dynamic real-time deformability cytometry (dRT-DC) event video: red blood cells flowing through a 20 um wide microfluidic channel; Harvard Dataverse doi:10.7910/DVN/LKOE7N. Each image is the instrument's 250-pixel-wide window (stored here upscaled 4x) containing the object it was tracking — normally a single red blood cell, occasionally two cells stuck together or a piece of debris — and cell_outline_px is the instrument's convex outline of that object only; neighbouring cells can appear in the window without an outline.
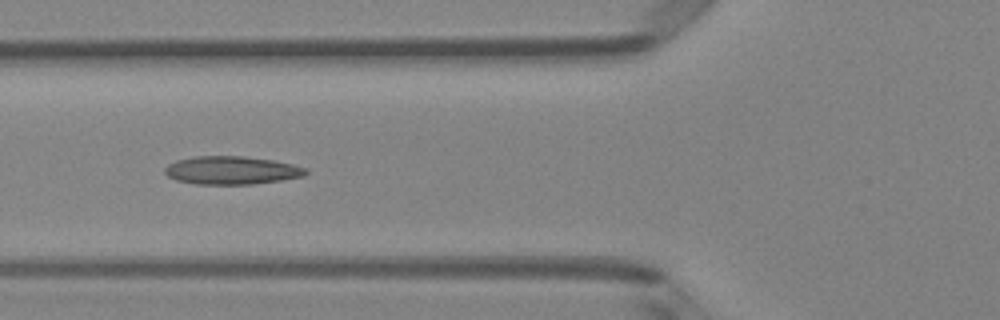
{"species": "Egyptian fruit bat (a non-hibernating species)", "species_latin": "Rousettus aegyptiacus", "temperature_condition": "room temperature", "stored_images_in_passage": 6, "camera_frame_rate_fps": 3000, "um_per_image_px": 0.085, "animal": {"sex": "female"}, "frame": {"image": 1, "passage_image": 4, "time_ms": 1.0, "image_size_px": [1000, 320], "cell_outline_px": [[308, 172], [304, 176], [280, 180], [252, 184], [196, 184], [176, 180], [168, 176], [164, 172], [164, 168], [168, 164], [176, 160], [192, 156], [244, 156], [272, 160], [292, 164], [308, 168]], "centroid_in_image_um": [19.67, 14.47], "position_along_channel_um": 106.1, "area_um2": 23.18}}
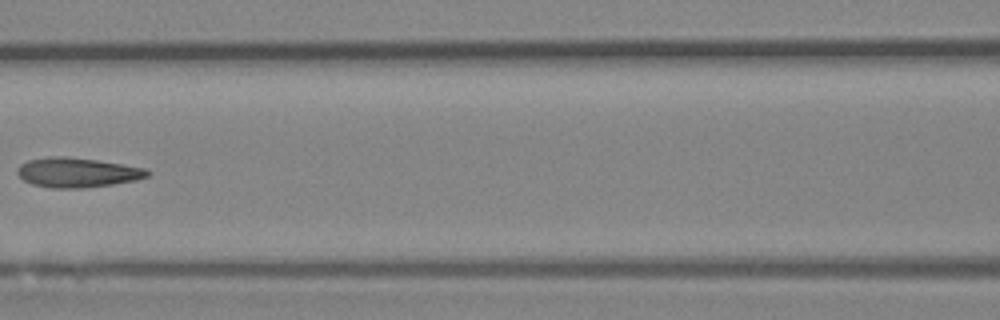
{"frame": {"image": 2, "passage_image": 5, "time_ms": 1.333, "image_size_px": [1000, 320], "cell_outline_px": [[152, 172], [148, 176], [136, 180], [112, 184], [84, 188], [52, 188], [32, 184], [24, 180], [16, 172], [20, 164], [28, 160], [48, 156], [64, 156], [96, 160], [144, 168]], "centroid_in_image_um": [6.55, 14.66], "position_along_channel_um": 160.1, "area_um2": 22.37}}
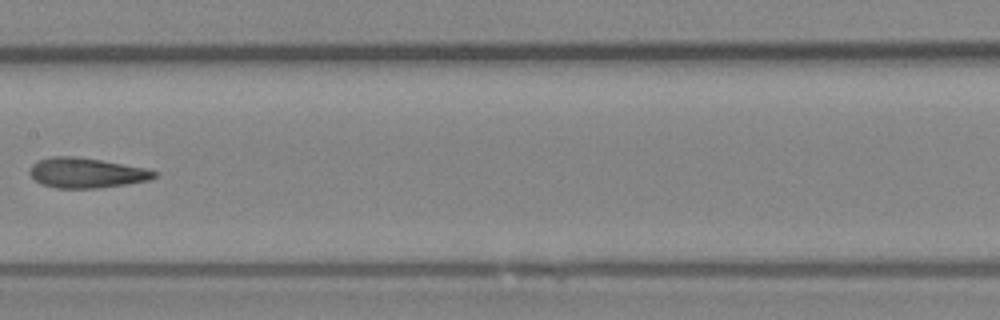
{"frame": {"image": 3, "passage_image": 6, "time_ms": 1.667, "image_size_px": [1000, 320], "cell_outline_px": [[156, 176], [148, 180], [128, 184], [100, 188], [56, 188], [40, 184], [28, 172], [32, 164], [36, 160], [52, 156], [76, 156], [100, 160], [144, 168], [156, 172]], "centroid_in_image_um": [7.28, 14.69], "position_along_channel_um": 200.1, "area_um2": 21.79}}